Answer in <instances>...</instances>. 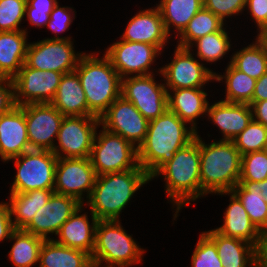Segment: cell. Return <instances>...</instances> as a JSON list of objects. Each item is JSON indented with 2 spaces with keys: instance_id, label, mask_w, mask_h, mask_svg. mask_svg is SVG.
Returning a JSON list of instances; mask_svg holds the SVG:
<instances>
[{
  "instance_id": "1",
  "label": "cell",
  "mask_w": 267,
  "mask_h": 267,
  "mask_svg": "<svg viewBox=\"0 0 267 267\" xmlns=\"http://www.w3.org/2000/svg\"><path fill=\"white\" fill-rule=\"evenodd\" d=\"M175 113L168 109L156 119L150 120L144 142L138 149V164L152 178L174 154L198 133Z\"/></svg>"
},
{
  "instance_id": "2",
  "label": "cell",
  "mask_w": 267,
  "mask_h": 267,
  "mask_svg": "<svg viewBox=\"0 0 267 267\" xmlns=\"http://www.w3.org/2000/svg\"><path fill=\"white\" fill-rule=\"evenodd\" d=\"M150 180L140 165L123 172L98 175L87 204L98 220H118L134 193Z\"/></svg>"
},
{
  "instance_id": "3",
  "label": "cell",
  "mask_w": 267,
  "mask_h": 267,
  "mask_svg": "<svg viewBox=\"0 0 267 267\" xmlns=\"http://www.w3.org/2000/svg\"><path fill=\"white\" fill-rule=\"evenodd\" d=\"M201 196L230 192L240 180L242 155L232 140L205 144L199 137Z\"/></svg>"
},
{
  "instance_id": "4",
  "label": "cell",
  "mask_w": 267,
  "mask_h": 267,
  "mask_svg": "<svg viewBox=\"0 0 267 267\" xmlns=\"http://www.w3.org/2000/svg\"><path fill=\"white\" fill-rule=\"evenodd\" d=\"M160 173L165 177L169 198L177 205L174 214L177 217L184 204L201 197L199 135L179 149L151 179Z\"/></svg>"
},
{
  "instance_id": "5",
  "label": "cell",
  "mask_w": 267,
  "mask_h": 267,
  "mask_svg": "<svg viewBox=\"0 0 267 267\" xmlns=\"http://www.w3.org/2000/svg\"><path fill=\"white\" fill-rule=\"evenodd\" d=\"M75 72L84 90L89 111L100 118L121 96L122 78L105 54L99 59L94 54L83 53Z\"/></svg>"
},
{
  "instance_id": "6",
  "label": "cell",
  "mask_w": 267,
  "mask_h": 267,
  "mask_svg": "<svg viewBox=\"0 0 267 267\" xmlns=\"http://www.w3.org/2000/svg\"><path fill=\"white\" fill-rule=\"evenodd\" d=\"M143 249L122 228L119 220H98L92 263L105 267H129L142 260ZM108 264V265H107Z\"/></svg>"
},
{
  "instance_id": "7",
  "label": "cell",
  "mask_w": 267,
  "mask_h": 267,
  "mask_svg": "<svg viewBox=\"0 0 267 267\" xmlns=\"http://www.w3.org/2000/svg\"><path fill=\"white\" fill-rule=\"evenodd\" d=\"M90 160L97 176L127 171L139 165L137 147L105 128L99 135L96 132Z\"/></svg>"
},
{
  "instance_id": "8",
  "label": "cell",
  "mask_w": 267,
  "mask_h": 267,
  "mask_svg": "<svg viewBox=\"0 0 267 267\" xmlns=\"http://www.w3.org/2000/svg\"><path fill=\"white\" fill-rule=\"evenodd\" d=\"M12 159L15 160L17 174L11 186V193L54 189L58 158L52 151L31 149L9 160Z\"/></svg>"
},
{
  "instance_id": "9",
  "label": "cell",
  "mask_w": 267,
  "mask_h": 267,
  "mask_svg": "<svg viewBox=\"0 0 267 267\" xmlns=\"http://www.w3.org/2000/svg\"><path fill=\"white\" fill-rule=\"evenodd\" d=\"M70 39V37L54 36L28 44L25 64L30 68L62 74L75 71L83 53H75Z\"/></svg>"
},
{
  "instance_id": "10",
  "label": "cell",
  "mask_w": 267,
  "mask_h": 267,
  "mask_svg": "<svg viewBox=\"0 0 267 267\" xmlns=\"http://www.w3.org/2000/svg\"><path fill=\"white\" fill-rule=\"evenodd\" d=\"M98 126L100 119L95 116H64L57 136L59 145L52 152L57 158H90Z\"/></svg>"
},
{
  "instance_id": "11",
  "label": "cell",
  "mask_w": 267,
  "mask_h": 267,
  "mask_svg": "<svg viewBox=\"0 0 267 267\" xmlns=\"http://www.w3.org/2000/svg\"><path fill=\"white\" fill-rule=\"evenodd\" d=\"M165 84H156L153 74L128 76L121 80V96L130 101L148 120H153L168 109Z\"/></svg>"
},
{
  "instance_id": "12",
  "label": "cell",
  "mask_w": 267,
  "mask_h": 267,
  "mask_svg": "<svg viewBox=\"0 0 267 267\" xmlns=\"http://www.w3.org/2000/svg\"><path fill=\"white\" fill-rule=\"evenodd\" d=\"M62 76L60 72L38 70L24 63L12 79L15 104L22 106L30 103H51Z\"/></svg>"
},
{
  "instance_id": "13",
  "label": "cell",
  "mask_w": 267,
  "mask_h": 267,
  "mask_svg": "<svg viewBox=\"0 0 267 267\" xmlns=\"http://www.w3.org/2000/svg\"><path fill=\"white\" fill-rule=\"evenodd\" d=\"M96 177L90 158H58L54 193L72 196L83 204V192L89 199Z\"/></svg>"
},
{
  "instance_id": "14",
  "label": "cell",
  "mask_w": 267,
  "mask_h": 267,
  "mask_svg": "<svg viewBox=\"0 0 267 267\" xmlns=\"http://www.w3.org/2000/svg\"><path fill=\"white\" fill-rule=\"evenodd\" d=\"M103 128L119 134L138 148L145 140L149 121L122 96L99 118Z\"/></svg>"
},
{
  "instance_id": "15",
  "label": "cell",
  "mask_w": 267,
  "mask_h": 267,
  "mask_svg": "<svg viewBox=\"0 0 267 267\" xmlns=\"http://www.w3.org/2000/svg\"><path fill=\"white\" fill-rule=\"evenodd\" d=\"M28 139L31 149H54V136L57 138L64 116L51 103H30L22 105Z\"/></svg>"
},
{
  "instance_id": "16",
  "label": "cell",
  "mask_w": 267,
  "mask_h": 267,
  "mask_svg": "<svg viewBox=\"0 0 267 267\" xmlns=\"http://www.w3.org/2000/svg\"><path fill=\"white\" fill-rule=\"evenodd\" d=\"M174 53L171 63L159 70L167 81L166 89L203 88L205 83L215 79V73L199 63L189 48L177 46Z\"/></svg>"
},
{
  "instance_id": "17",
  "label": "cell",
  "mask_w": 267,
  "mask_h": 267,
  "mask_svg": "<svg viewBox=\"0 0 267 267\" xmlns=\"http://www.w3.org/2000/svg\"><path fill=\"white\" fill-rule=\"evenodd\" d=\"M160 51L157 46L148 43L121 40L108 47L105 55L120 77L124 78L134 73L136 76L152 74L149 68Z\"/></svg>"
},
{
  "instance_id": "18",
  "label": "cell",
  "mask_w": 267,
  "mask_h": 267,
  "mask_svg": "<svg viewBox=\"0 0 267 267\" xmlns=\"http://www.w3.org/2000/svg\"><path fill=\"white\" fill-rule=\"evenodd\" d=\"M82 204L74 197L53 193L47 203L36 212L32 221L23 229L25 232L51 239L49 233L59 232L61 226Z\"/></svg>"
},
{
  "instance_id": "19",
  "label": "cell",
  "mask_w": 267,
  "mask_h": 267,
  "mask_svg": "<svg viewBox=\"0 0 267 267\" xmlns=\"http://www.w3.org/2000/svg\"><path fill=\"white\" fill-rule=\"evenodd\" d=\"M31 150L25 111L22 106H14L0 115V156L4 161Z\"/></svg>"
},
{
  "instance_id": "20",
  "label": "cell",
  "mask_w": 267,
  "mask_h": 267,
  "mask_svg": "<svg viewBox=\"0 0 267 267\" xmlns=\"http://www.w3.org/2000/svg\"><path fill=\"white\" fill-rule=\"evenodd\" d=\"M168 36L160 10L156 7L142 10L132 17L121 39L128 42L148 43L162 50Z\"/></svg>"
},
{
  "instance_id": "21",
  "label": "cell",
  "mask_w": 267,
  "mask_h": 267,
  "mask_svg": "<svg viewBox=\"0 0 267 267\" xmlns=\"http://www.w3.org/2000/svg\"><path fill=\"white\" fill-rule=\"evenodd\" d=\"M218 194H230L231 197L224 215V224L215 230L223 236L244 240L259 250L262 233L251 222L239 198L232 191Z\"/></svg>"
},
{
  "instance_id": "22",
  "label": "cell",
  "mask_w": 267,
  "mask_h": 267,
  "mask_svg": "<svg viewBox=\"0 0 267 267\" xmlns=\"http://www.w3.org/2000/svg\"><path fill=\"white\" fill-rule=\"evenodd\" d=\"M209 118L222 131L223 140H232L240 134L253 120V113L249 104L219 101L208 105Z\"/></svg>"
},
{
  "instance_id": "23",
  "label": "cell",
  "mask_w": 267,
  "mask_h": 267,
  "mask_svg": "<svg viewBox=\"0 0 267 267\" xmlns=\"http://www.w3.org/2000/svg\"><path fill=\"white\" fill-rule=\"evenodd\" d=\"M216 245L223 267H258V249L238 238L226 237L215 229L204 232Z\"/></svg>"
},
{
  "instance_id": "24",
  "label": "cell",
  "mask_w": 267,
  "mask_h": 267,
  "mask_svg": "<svg viewBox=\"0 0 267 267\" xmlns=\"http://www.w3.org/2000/svg\"><path fill=\"white\" fill-rule=\"evenodd\" d=\"M82 206L83 204L61 226L57 233L59 240L54 241L70 248L83 250L92 255L98 219L91 212L92 223L90 225L87 215H79L80 210H83Z\"/></svg>"
},
{
  "instance_id": "25",
  "label": "cell",
  "mask_w": 267,
  "mask_h": 267,
  "mask_svg": "<svg viewBox=\"0 0 267 267\" xmlns=\"http://www.w3.org/2000/svg\"><path fill=\"white\" fill-rule=\"evenodd\" d=\"M51 104L63 116H94L88 109L86 96L78 74H63Z\"/></svg>"
},
{
  "instance_id": "26",
  "label": "cell",
  "mask_w": 267,
  "mask_h": 267,
  "mask_svg": "<svg viewBox=\"0 0 267 267\" xmlns=\"http://www.w3.org/2000/svg\"><path fill=\"white\" fill-rule=\"evenodd\" d=\"M27 32H0V78L13 79L24 65L27 54Z\"/></svg>"
},
{
  "instance_id": "27",
  "label": "cell",
  "mask_w": 267,
  "mask_h": 267,
  "mask_svg": "<svg viewBox=\"0 0 267 267\" xmlns=\"http://www.w3.org/2000/svg\"><path fill=\"white\" fill-rule=\"evenodd\" d=\"M172 91L174 96L167 92L168 110L184 122H190L191 128L196 131V118L204 115L208 109L207 93L201 88H181Z\"/></svg>"
},
{
  "instance_id": "28",
  "label": "cell",
  "mask_w": 267,
  "mask_h": 267,
  "mask_svg": "<svg viewBox=\"0 0 267 267\" xmlns=\"http://www.w3.org/2000/svg\"><path fill=\"white\" fill-rule=\"evenodd\" d=\"M91 255L83 250L44 240L39 253V267H90Z\"/></svg>"
},
{
  "instance_id": "29",
  "label": "cell",
  "mask_w": 267,
  "mask_h": 267,
  "mask_svg": "<svg viewBox=\"0 0 267 267\" xmlns=\"http://www.w3.org/2000/svg\"><path fill=\"white\" fill-rule=\"evenodd\" d=\"M54 193L53 189L30 190L25 193H10V213L15 217L14 228L23 230ZM14 215V216H12Z\"/></svg>"
},
{
  "instance_id": "30",
  "label": "cell",
  "mask_w": 267,
  "mask_h": 267,
  "mask_svg": "<svg viewBox=\"0 0 267 267\" xmlns=\"http://www.w3.org/2000/svg\"><path fill=\"white\" fill-rule=\"evenodd\" d=\"M241 201L255 227L264 233L267 231V202L261 195L258 182L239 181L231 190Z\"/></svg>"
},
{
  "instance_id": "31",
  "label": "cell",
  "mask_w": 267,
  "mask_h": 267,
  "mask_svg": "<svg viewBox=\"0 0 267 267\" xmlns=\"http://www.w3.org/2000/svg\"><path fill=\"white\" fill-rule=\"evenodd\" d=\"M157 7L168 35L171 24L175 26L180 35L190 20L203 7V0H161Z\"/></svg>"
},
{
  "instance_id": "32",
  "label": "cell",
  "mask_w": 267,
  "mask_h": 267,
  "mask_svg": "<svg viewBox=\"0 0 267 267\" xmlns=\"http://www.w3.org/2000/svg\"><path fill=\"white\" fill-rule=\"evenodd\" d=\"M230 63L239 71L258 80L267 72V44L262 39H257L255 44L236 52Z\"/></svg>"
},
{
  "instance_id": "33",
  "label": "cell",
  "mask_w": 267,
  "mask_h": 267,
  "mask_svg": "<svg viewBox=\"0 0 267 267\" xmlns=\"http://www.w3.org/2000/svg\"><path fill=\"white\" fill-rule=\"evenodd\" d=\"M9 239H15L9 252V259L15 267H31L39 262L40 249L45 239L18 229Z\"/></svg>"
},
{
  "instance_id": "34",
  "label": "cell",
  "mask_w": 267,
  "mask_h": 267,
  "mask_svg": "<svg viewBox=\"0 0 267 267\" xmlns=\"http://www.w3.org/2000/svg\"><path fill=\"white\" fill-rule=\"evenodd\" d=\"M224 75L223 77L215 73L214 79L221 81L225 78L226 80V97L223 101L250 105L257 80L239 71L231 63L227 66Z\"/></svg>"
},
{
  "instance_id": "35",
  "label": "cell",
  "mask_w": 267,
  "mask_h": 267,
  "mask_svg": "<svg viewBox=\"0 0 267 267\" xmlns=\"http://www.w3.org/2000/svg\"><path fill=\"white\" fill-rule=\"evenodd\" d=\"M223 28L224 22L211 11L202 7L180 34L177 46L191 49L192 42L207 34L221 31Z\"/></svg>"
},
{
  "instance_id": "36",
  "label": "cell",
  "mask_w": 267,
  "mask_h": 267,
  "mask_svg": "<svg viewBox=\"0 0 267 267\" xmlns=\"http://www.w3.org/2000/svg\"><path fill=\"white\" fill-rule=\"evenodd\" d=\"M197 46V55L201 60L206 62H215L223 58L230 49V41L227 32L223 28L207 34L192 43Z\"/></svg>"
},
{
  "instance_id": "37",
  "label": "cell",
  "mask_w": 267,
  "mask_h": 267,
  "mask_svg": "<svg viewBox=\"0 0 267 267\" xmlns=\"http://www.w3.org/2000/svg\"><path fill=\"white\" fill-rule=\"evenodd\" d=\"M241 155L262 151L267 144V127L252 120L247 127L232 139Z\"/></svg>"
},
{
  "instance_id": "38",
  "label": "cell",
  "mask_w": 267,
  "mask_h": 267,
  "mask_svg": "<svg viewBox=\"0 0 267 267\" xmlns=\"http://www.w3.org/2000/svg\"><path fill=\"white\" fill-rule=\"evenodd\" d=\"M267 178V156L263 151L242 155L239 181L259 182Z\"/></svg>"
},
{
  "instance_id": "39",
  "label": "cell",
  "mask_w": 267,
  "mask_h": 267,
  "mask_svg": "<svg viewBox=\"0 0 267 267\" xmlns=\"http://www.w3.org/2000/svg\"><path fill=\"white\" fill-rule=\"evenodd\" d=\"M27 0H0V32L20 31Z\"/></svg>"
},
{
  "instance_id": "40",
  "label": "cell",
  "mask_w": 267,
  "mask_h": 267,
  "mask_svg": "<svg viewBox=\"0 0 267 267\" xmlns=\"http://www.w3.org/2000/svg\"><path fill=\"white\" fill-rule=\"evenodd\" d=\"M192 267H223L215 243L203 232L192 255Z\"/></svg>"
},
{
  "instance_id": "41",
  "label": "cell",
  "mask_w": 267,
  "mask_h": 267,
  "mask_svg": "<svg viewBox=\"0 0 267 267\" xmlns=\"http://www.w3.org/2000/svg\"><path fill=\"white\" fill-rule=\"evenodd\" d=\"M57 3V0H27L25 15L30 24L39 28L46 26Z\"/></svg>"
},
{
  "instance_id": "42",
  "label": "cell",
  "mask_w": 267,
  "mask_h": 267,
  "mask_svg": "<svg viewBox=\"0 0 267 267\" xmlns=\"http://www.w3.org/2000/svg\"><path fill=\"white\" fill-rule=\"evenodd\" d=\"M203 7L224 22L226 17L243 11L246 7V0H203Z\"/></svg>"
},
{
  "instance_id": "43",
  "label": "cell",
  "mask_w": 267,
  "mask_h": 267,
  "mask_svg": "<svg viewBox=\"0 0 267 267\" xmlns=\"http://www.w3.org/2000/svg\"><path fill=\"white\" fill-rule=\"evenodd\" d=\"M69 7H59L58 3L50 14V20L47 23V27L54 33L64 32L70 26L73 16L71 15L72 10Z\"/></svg>"
},
{
  "instance_id": "44",
  "label": "cell",
  "mask_w": 267,
  "mask_h": 267,
  "mask_svg": "<svg viewBox=\"0 0 267 267\" xmlns=\"http://www.w3.org/2000/svg\"><path fill=\"white\" fill-rule=\"evenodd\" d=\"M14 106L16 104L12 79L0 78V115L10 111Z\"/></svg>"
},
{
  "instance_id": "45",
  "label": "cell",
  "mask_w": 267,
  "mask_h": 267,
  "mask_svg": "<svg viewBox=\"0 0 267 267\" xmlns=\"http://www.w3.org/2000/svg\"><path fill=\"white\" fill-rule=\"evenodd\" d=\"M12 221L8 202L0 203V241L9 239L16 230Z\"/></svg>"
},
{
  "instance_id": "46",
  "label": "cell",
  "mask_w": 267,
  "mask_h": 267,
  "mask_svg": "<svg viewBox=\"0 0 267 267\" xmlns=\"http://www.w3.org/2000/svg\"><path fill=\"white\" fill-rule=\"evenodd\" d=\"M251 16L257 23V27L265 20L267 13V0H246Z\"/></svg>"
},
{
  "instance_id": "47",
  "label": "cell",
  "mask_w": 267,
  "mask_h": 267,
  "mask_svg": "<svg viewBox=\"0 0 267 267\" xmlns=\"http://www.w3.org/2000/svg\"><path fill=\"white\" fill-rule=\"evenodd\" d=\"M253 120L267 127V100L250 103Z\"/></svg>"
},
{
  "instance_id": "48",
  "label": "cell",
  "mask_w": 267,
  "mask_h": 267,
  "mask_svg": "<svg viewBox=\"0 0 267 267\" xmlns=\"http://www.w3.org/2000/svg\"><path fill=\"white\" fill-rule=\"evenodd\" d=\"M267 100V72L257 81L251 102Z\"/></svg>"
},
{
  "instance_id": "49",
  "label": "cell",
  "mask_w": 267,
  "mask_h": 267,
  "mask_svg": "<svg viewBox=\"0 0 267 267\" xmlns=\"http://www.w3.org/2000/svg\"><path fill=\"white\" fill-rule=\"evenodd\" d=\"M259 267H267V231L262 233L261 246L258 250Z\"/></svg>"
},
{
  "instance_id": "50",
  "label": "cell",
  "mask_w": 267,
  "mask_h": 267,
  "mask_svg": "<svg viewBox=\"0 0 267 267\" xmlns=\"http://www.w3.org/2000/svg\"><path fill=\"white\" fill-rule=\"evenodd\" d=\"M259 34L257 39H262L267 34V13L265 20L258 26Z\"/></svg>"
},
{
  "instance_id": "51",
  "label": "cell",
  "mask_w": 267,
  "mask_h": 267,
  "mask_svg": "<svg viewBox=\"0 0 267 267\" xmlns=\"http://www.w3.org/2000/svg\"><path fill=\"white\" fill-rule=\"evenodd\" d=\"M258 186H260L261 195L264 197L265 201L267 202V178L263 181H259Z\"/></svg>"
},
{
  "instance_id": "52",
  "label": "cell",
  "mask_w": 267,
  "mask_h": 267,
  "mask_svg": "<svg viewBox=\"0 0 267 267\" xmlns=\"http://www.w3.org/2000/svg\"><path fill=\"white\" fill-rule=\"evenodd\" d=\"M265 154H266V156H267V144L264 146V148H263V150H262Z\"/></svg>"
},
{
  "instance_id": "53",
  "label": "cell",
  "mask_w": 267,
  "mask_h": 267,
  "mask_svg": "<svg viewBox=\"0 0 267 267\" xmlns=\"http://www.w3.org/2000/svg\"><path fill=\"white\" fill-rule=\"evenodd\" d=\"M262 40L267 44V34L262 38Z\"/></svg>"
},
{
  "instance_id": "54",
  "label": "cell",
  "mask_w": 267,
  "mask_h": 267,
  "mask_svg": "<svg viewBox=\"0 0 267 267\" xmlns=\"http://www.w3.org/2000/svg\"><path fill=\"white\" fill-rule=\"evenodd\" d=\"M90 267H101V266H98L96 264H92ZM102 267H104V266H102Z\"/></svg>"
}]
</instances>
